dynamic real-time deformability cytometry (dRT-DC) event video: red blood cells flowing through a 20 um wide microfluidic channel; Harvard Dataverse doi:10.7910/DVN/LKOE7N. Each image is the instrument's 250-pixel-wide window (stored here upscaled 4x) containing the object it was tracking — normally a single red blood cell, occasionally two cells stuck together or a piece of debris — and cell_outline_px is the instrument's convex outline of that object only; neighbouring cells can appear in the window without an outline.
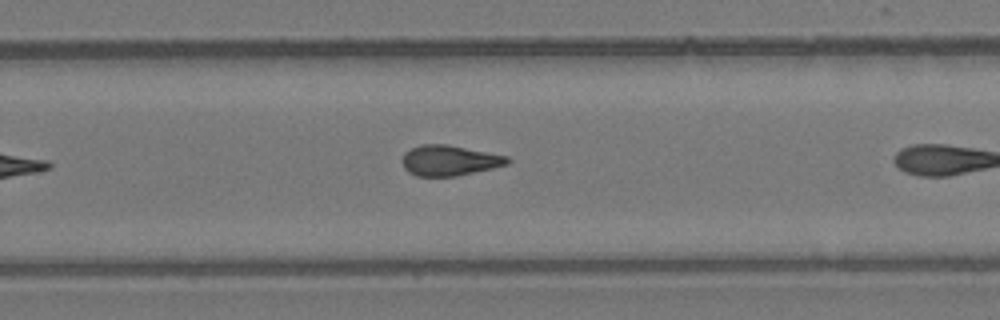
{"species": "common noctule bat (a hibernating species)", "species_latin": "Nyctalus noctula", "temperature_condition": "room temperature", "stored_images_in_passage": 9, "camera_frame_rate_fps": 3000, "um_per_image_px": 0.085, "animal": {"sex": "female", "body_mass_g": 24.6, "forearm_length_mm": 56.2}, "frame": {"image": 1, "passage_image": 8, "time_ms": 2.333, "image_size_px": [1000, 320], "cell_outline_px": [[512, 160], [508, 164], [492, 168], [456, 176], [416, 176], [408, 172], [404, 168], [400, 160], [404, 152], [420, 144], [448, 144], [508, 156]], "centroid_in_image_um": [38.17, 13.63], "position_along_channel_um": 291.6, "area_um2": 18.84}}